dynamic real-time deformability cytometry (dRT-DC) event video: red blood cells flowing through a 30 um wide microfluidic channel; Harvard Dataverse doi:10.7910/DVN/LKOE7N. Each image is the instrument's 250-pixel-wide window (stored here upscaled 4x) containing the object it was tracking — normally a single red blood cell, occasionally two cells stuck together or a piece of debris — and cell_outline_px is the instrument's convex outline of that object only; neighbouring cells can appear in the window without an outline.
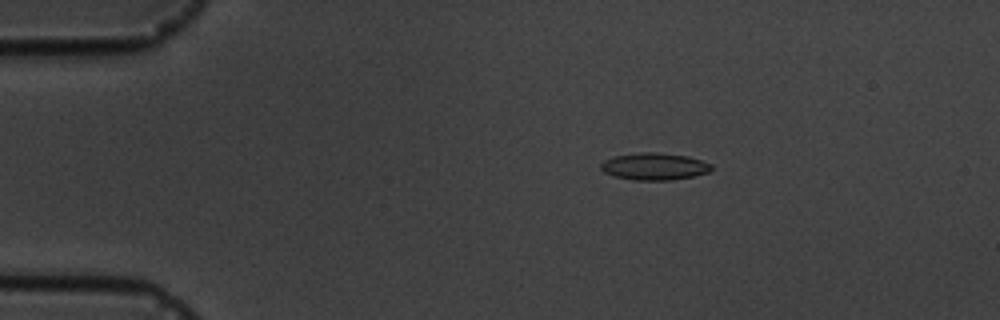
{"species": "common noctule bat (a hibernating species)", "species_latin": "Nyctalus noctula", "temperature_condition": "cold", "stored_images_in_passage": 4, "camera_frame_rate_fps": 3000, "um_per_image_px": 0.085, "animal": {"sex": "male", "body_mass_g": 19.5, "forearm_length_mm": 54.6}, "frame": {"image": 1, "passage_image": 2, "time_ms": 1.333, "image_size_px": [1000, 320], "cell_outline_px": [[712, 168], [708, 172], [692, 176], [672, 180], [632, 180], [616, 176], [604, 172], [600, 168], [600, 164], [604, 160], [612, 156], [640, 152], [656, 152], [688, 156], [712, 164]], "centroid_in_image_um": [55.59, 14.14], "position_along_channel_um": 29.4, "area_um2": 17.46}}